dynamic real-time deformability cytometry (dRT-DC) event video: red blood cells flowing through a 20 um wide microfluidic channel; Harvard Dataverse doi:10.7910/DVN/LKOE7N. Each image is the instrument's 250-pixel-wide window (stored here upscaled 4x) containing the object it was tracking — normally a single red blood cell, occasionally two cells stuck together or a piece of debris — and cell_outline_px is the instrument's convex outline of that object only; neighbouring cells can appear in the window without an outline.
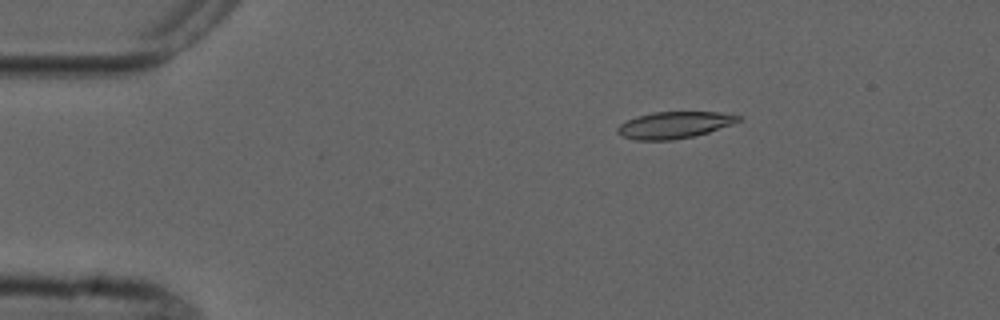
{"species": "common noctule bat (a hibernating species)", "species_latin": "Nyctalus noctula", "temperature_condition": "cold", "stored_images_in_passage": 5, "camera_frame_rate_fps": 3000, "um_per_image_px": 0.085, "animal": {"sex": "male", "forearm_length_mm": 52.5}, "frame": {"image": 1, "passage_image": 3, "time_ms": 2.333, "image_size_px": [1000, 320], "cell_outline_px": [[740, 120], [732, 124], [708, 132], [692, 136], [672, 140], [636, 140], [624, 136], [616, 132], [616, 128], [620, 124], [636, 116], [652, 112], [720, 112], [740, 116]], "centroid_in_image_um": [57.29, 10.62], "position_along_channel_um": 27.7, "area_um2": 18.61}}
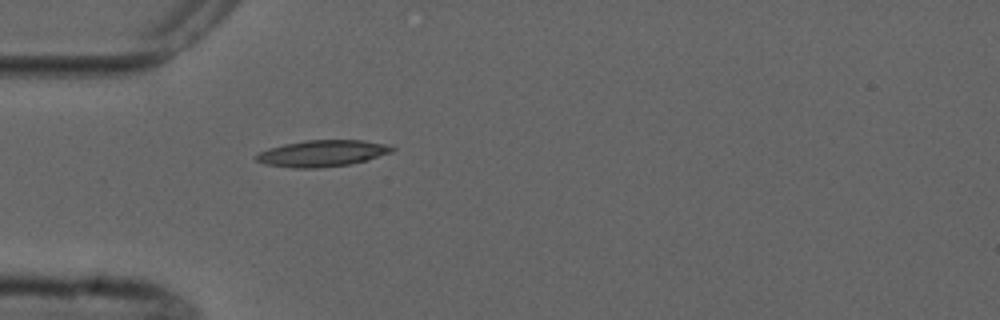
{"frame": {"image": 2, "passage_image": 5, "time_ms": 4.667, "image_size_px": [1000, 320], "cell_outline_px": [[396, 148], [392, 152], [364, 160], [348, 164], [316, 168], [292, 168], [264, 164], [256, 160], [252, 156], [268, 148], [284, 144], [304, 140], [364, 140], [388, 144]], "centroid_in_image_um": [27.35, 13.02], "position_along_channel_um": 57.7, "area_um2": 20.92}}